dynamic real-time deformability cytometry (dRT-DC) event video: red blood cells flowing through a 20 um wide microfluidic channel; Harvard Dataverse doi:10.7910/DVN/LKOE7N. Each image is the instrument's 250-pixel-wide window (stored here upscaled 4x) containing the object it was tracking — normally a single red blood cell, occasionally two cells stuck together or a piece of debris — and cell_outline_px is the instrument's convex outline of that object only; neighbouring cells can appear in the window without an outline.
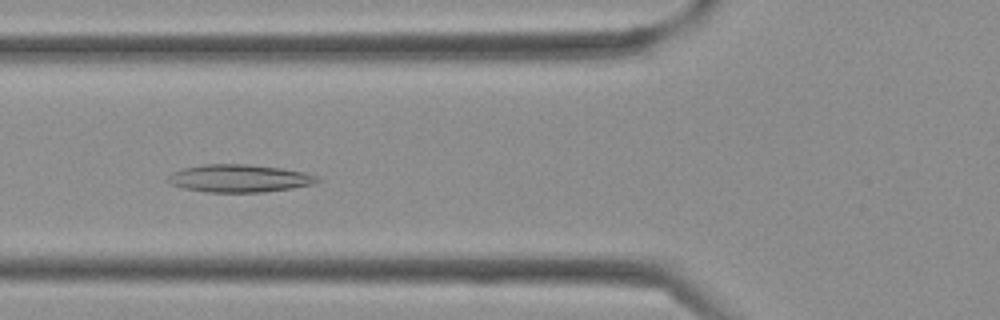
{"species": "Egyptian fruit bat (a non-hibernating species)", "species_latin": "Rousettus aegyptiacus", "temperature_condition": "cold", "stored_images_in_passage": 25, "camera_frame_rate_fps": 3000, "um_per_image_px": 0.085, "frame": {"image": 1, "passage_image": 8, "time_ms": 2.333, "image_size_px": [1000, 320], "cell_outline_px": [[320, 180], [312, 184], [292, 188], [264, 192], [204, 192], [184, 188], [172, 184], [164, 180], [172, 172], [184, 168], [204, 164], [248, 164], [280, 168], [304, 172], [316, 176]], "centroid_in_image_um": [20.3, 15.16], "position_along_channel_um": 105.5, "area_um2": 24.04}}
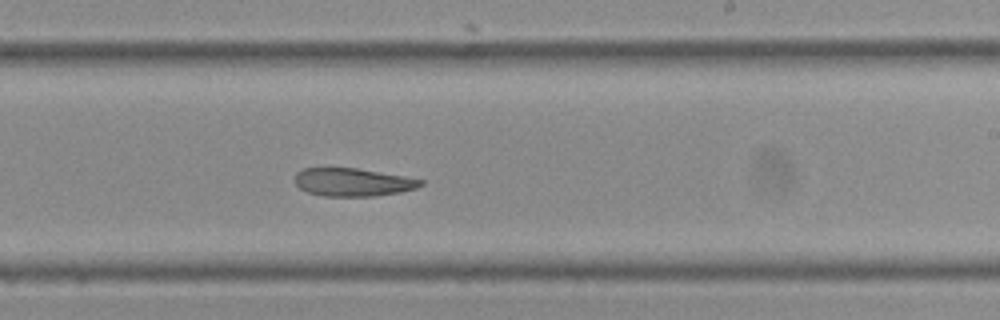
{"frame": {"image": 2, "passage_image": 17, "time_ms": 5.333, "image_size_px": [1000, 320], "cell_outline_px": [[424, 184], [416, 188], [400, 192], [372, 196], [324, 196], [308, 192], [300, 188], [292, 180], [296, 172], [304, 168], [356, 168], [404, 176], [424, 180]], "centroid_in_image_um": [29.96, 15.48], "position_along_channel_um": 259.0, "area_um2": 20.58}}
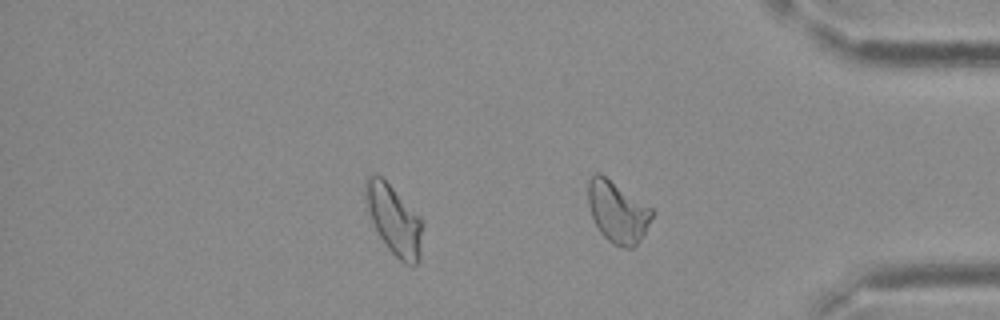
{"frame": {"image": 3, "passage_image": 25, "time_ms": 8.0, "image_size_px": [1000, 320], "cell_outline_px": [[656, 212], [640, 240], [632, 248], [628, 248], [612, 244], [600, 232], [592, 216], [588, 204], [588, 180], [596, 172], [600, 172], [652, 208]], "centroid_in_image_um": [52.5, 18.0], "position_along_channel_um": 382.7, "area_um2": 22.89}}